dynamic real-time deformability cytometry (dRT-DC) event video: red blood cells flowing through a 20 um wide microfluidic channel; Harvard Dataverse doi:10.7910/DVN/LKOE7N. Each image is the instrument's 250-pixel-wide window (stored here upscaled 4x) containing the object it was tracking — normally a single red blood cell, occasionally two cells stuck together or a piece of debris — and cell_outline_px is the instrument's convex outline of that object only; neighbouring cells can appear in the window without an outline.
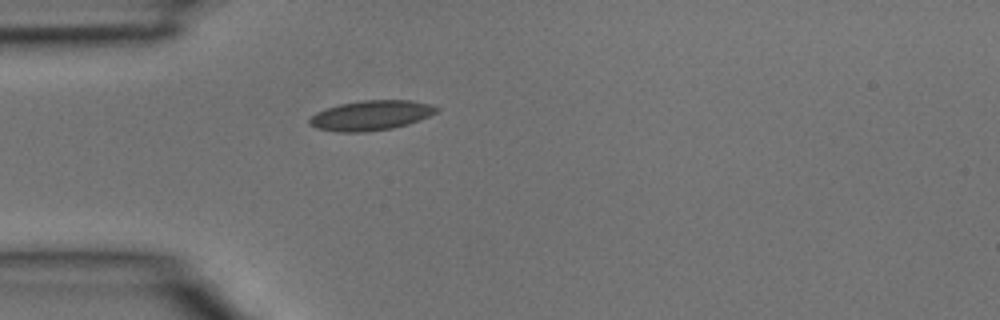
{"species": "common noctule bat (a hibernating species)", "species_latin": "Nyctalus noctula", "temperature_condition": "room temperature", "stored_images_in_passage": 1, "camera_frame_rate_fps": 3000, "um_per_image_px": 0.085, "animal": {"sex": "male", "body_mass_g": 15.6}, "frame": {"image": 1, "passage_image": 1, "time_ms": 0.0, "image_size_px": [1000, 320], "cell_outline_px": [[440, 108], [436, 112], [420, 120], [408, 124], [392, 128], [368, 132], [336, 132], [316, 128], [308, 124], [308, 120], [316, 112], [324, 108], [340, 104], [360, 100], [412, 100], [432, 104]], "centroid_in_image_um": [31.52, 9.81], "position_along_channel_um": 53.5, "area_um2": 22.37}}